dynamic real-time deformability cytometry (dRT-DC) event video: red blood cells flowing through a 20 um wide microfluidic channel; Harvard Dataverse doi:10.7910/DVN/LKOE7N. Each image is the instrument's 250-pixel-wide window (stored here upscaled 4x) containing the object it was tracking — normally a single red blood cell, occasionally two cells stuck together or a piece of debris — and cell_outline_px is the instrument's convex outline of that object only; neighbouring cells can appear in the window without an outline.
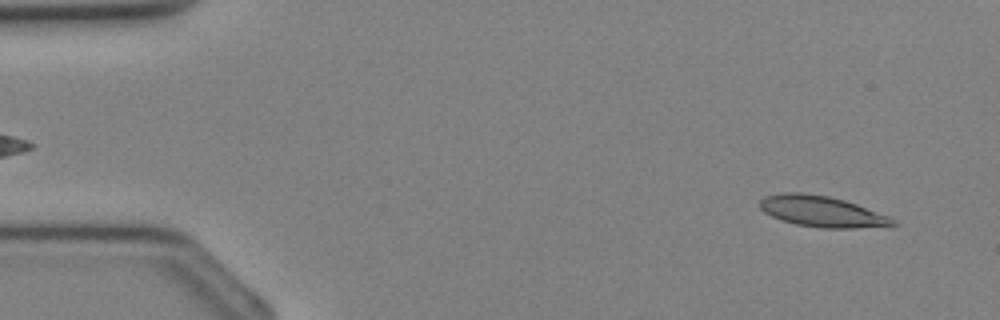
{"species": "Egyptian fruit bat (a non-hibernating species)", "species_latin": "Rousettus aegyptiacus", "temperature_condition": "cold", "stored_images_in_passage": 37, "camera_frame_rate_fps": 3000, "um_per_image_px": 0.085, "animal": {"sex": "female"}, "frame": {"image": 1, "passage_image": 3, "time_ms": 0.667, "image_size_px": [1000, 320], "cell_outline_px": [[900, 224], [856, 228], [824, 228], [796, 224], [780, 220], [764, 212], [760, 208], [760, 200], [764, 196], [784, 192], [800, 192], [828, 196], [844, 200], [856, 204], [888, 216]], "centroid_in_image_um": [69.81, 17.97], "position_along_channel_um": 15.2, "area_um2": 23.76}}
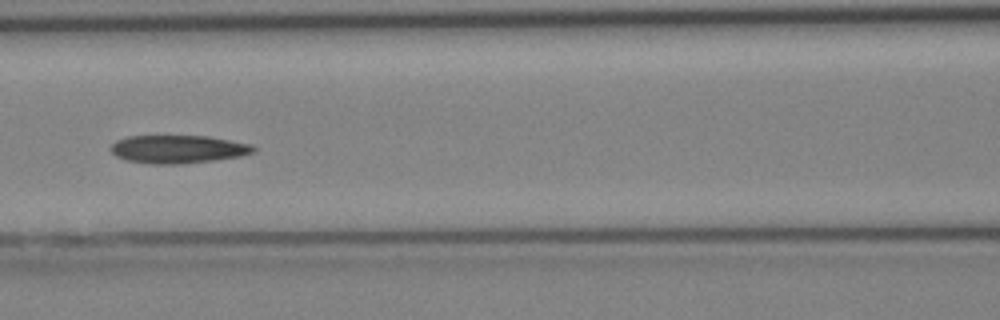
{"frame": {"image": 2, "passage_image": 16, "time_ms": 5.0, "image_size_px": [1000, 320], "cell_outline_px": [[256, 152], [240, 156], [216, 160], [180, 164], [152, 164], [128, 160], [116, 156], [108, 148], [116, 140], [128, 136], [208, 136], [252, 144], [256, 148]], "centroid_in_image_um": [15.15, 12.68], "position_along_channel_um": 151.5, "area_um2": 23.47}}
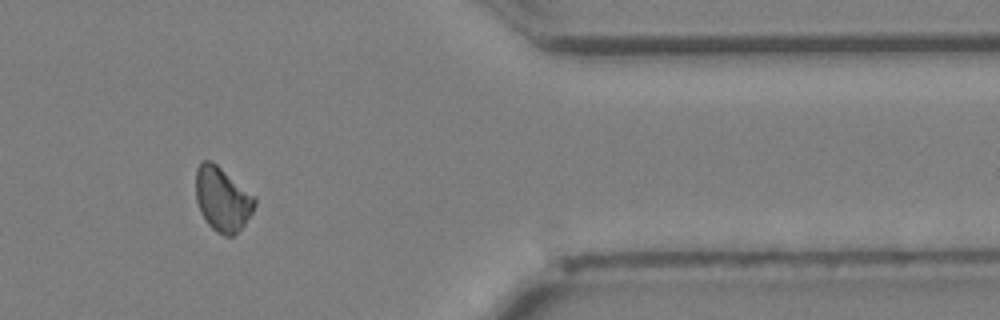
{"frame": {"image": 3, "passage_image": 30, "time_ms": 9.667, "image_size_px": [1000, 320], "cell_outline_px": [[256, 204], [252, 212], [244, 224], [232, 236], [224, 236], [216, 232], [208, 224], [200, 212], [196, 200], [196, 168], [200, 160], [212, 160], [256, 196]], "centroid_in_image_um": [18.9, 16.89], "position_along_channel_um": 392.5, "area_um2": 22.25}}